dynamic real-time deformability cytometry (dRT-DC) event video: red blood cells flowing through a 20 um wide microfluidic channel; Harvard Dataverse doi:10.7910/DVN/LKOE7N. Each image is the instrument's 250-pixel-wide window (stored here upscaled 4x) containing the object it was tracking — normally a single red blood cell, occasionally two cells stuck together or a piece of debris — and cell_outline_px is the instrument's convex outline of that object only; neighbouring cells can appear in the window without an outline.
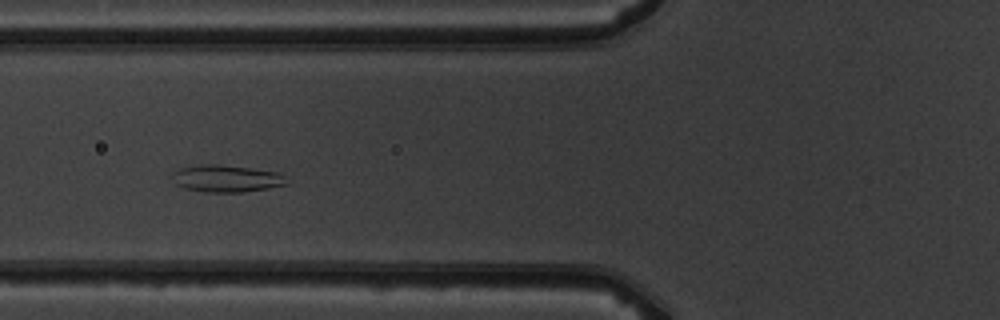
{"species": "common noctule bat (a hibernating species)", "species_latin": "Nyctalus noctula", "temperature_condition": "warm", "stored_images_in_passage": 8, "camera_frame_rate_fps": 3000, "um_per_image_px": 0.085, "animal": {"sex": "male", "body_mass_g": 19.5, "forearm_length_mm": 54.6}, "frame": {"image": 1, "passage_image": 5, "time_ms": 4.667, "image_size_px": [1000, 320], "cell_outline_px": [[288, 184], [268, 188], [244, 192], [204, 192], [184, 188], [176, 184], [172, 180], [172, 172], [180, 168], [196, 164], [216, 164], [280, 172], [284, 176]], "centroid_in_image_um": [19.21, 15.17], "position_along_channel_um": 106.6, "area_um2": 18.15}}
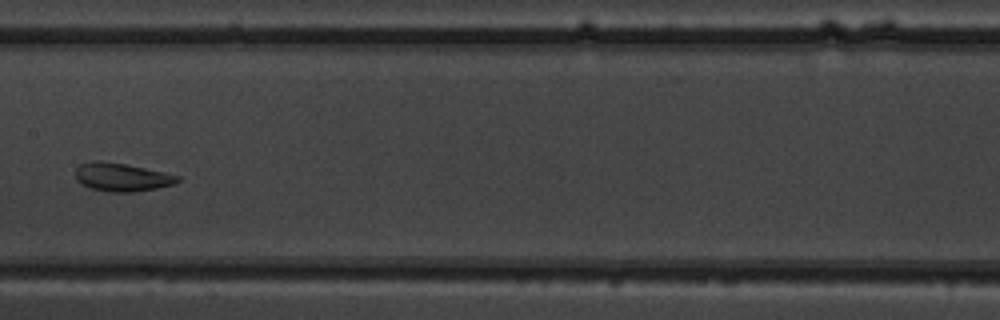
{"frame": {"image": 2, "passage_image": 7, "time_ms": 7.0, "image_size_px": [1000, 320], "cell_outline_px": [[180, 180], [172, 184], [156, 188], [132, 192], [108, 192], [88, 188], [76, 180], [76, 168], [80, 164], [96, 160], [100, 160], [124, 164], [144, 168], [180, 176]], "centroid_in_image_um": [10.3, 15.06], "position_along_channel_um": 197.1, "area_um2": 16.7}}
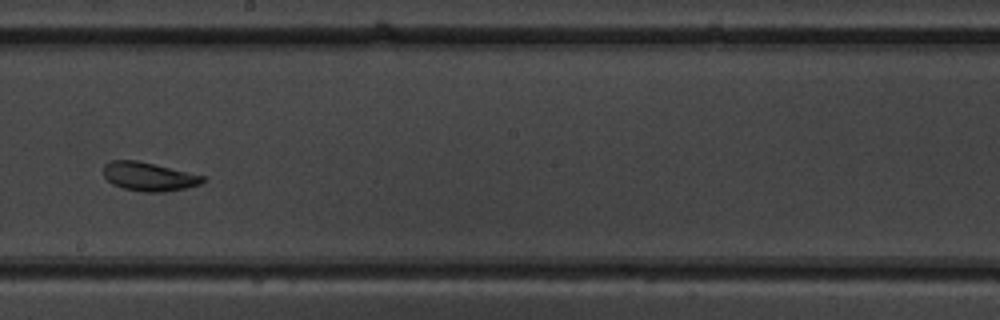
{"frame": {"image": 3, "passage_image": 8, "time_ms": 8.0, "image_size_px": [1000, 320], "cell_outline_px": [[204, 180], [200, 184], [184, 188], [164, 192], [140, 192], [124, 188], [112, 184], [104, 176], [104, 164], [112, 160], [136, 160], [204, 176]], "centroid_in_image_um": [12.61, 15.01], "position_along_channel_um": 235.6, "area_um2": 16.36}}